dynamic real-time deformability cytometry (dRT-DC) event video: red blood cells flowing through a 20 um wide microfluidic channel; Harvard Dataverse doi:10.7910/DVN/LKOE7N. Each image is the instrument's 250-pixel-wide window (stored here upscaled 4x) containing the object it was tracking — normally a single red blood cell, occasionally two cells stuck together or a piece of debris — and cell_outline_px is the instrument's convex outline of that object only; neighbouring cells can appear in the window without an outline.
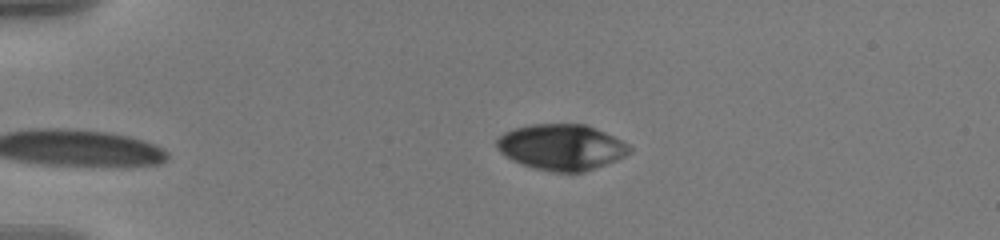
{"species": "human", "species_latin": "Homo sapiens", "temperature_condition": "warm", "stored_images_in_passage": 6, "camera_frame_rate_fps": 3000, "um_per_image_px": 0.085, "donor": {"sex": "male"}, "frame": {"image": 1, "passage_image": 1, "time_ms": 0.0, "image_size_px": [1000, 240], "cell_outline_px": [[632, 152], [616, 160], [584, 172], [556, 172], [536, 168], [512, 160], [504, 156], [496, 148], [496, 140], [504, 132], [512, 128], [532, 124], [584, 124], [596, 128], [628, 144], [632, 148]], "centroid_in_image_um": [47.7, 12.5], "position_along_channel_um": 37.3, "area_um2": 35.37}}